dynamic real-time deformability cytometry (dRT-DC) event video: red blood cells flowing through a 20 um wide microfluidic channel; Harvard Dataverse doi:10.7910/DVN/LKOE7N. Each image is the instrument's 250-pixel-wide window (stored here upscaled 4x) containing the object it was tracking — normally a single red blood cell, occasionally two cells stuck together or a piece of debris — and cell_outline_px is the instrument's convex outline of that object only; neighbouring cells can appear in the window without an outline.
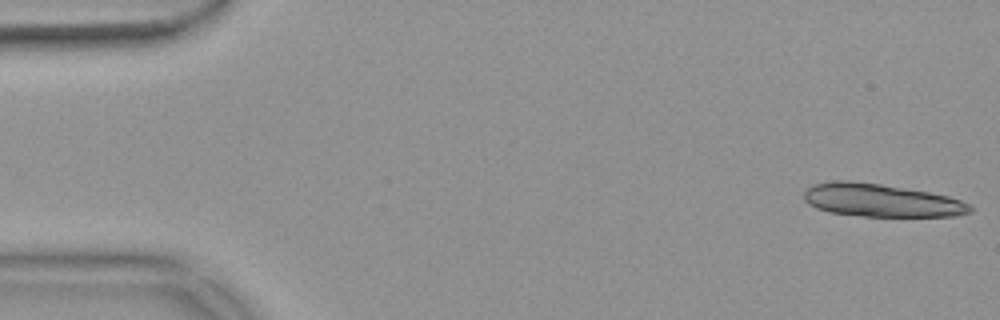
{"species": "common noctule bat (a hibernating species)", "species_latin": "Nyctalus noctula", "temperature_condition": "warm", "stored_images_in_passage": 15, "camera_frame_rate_fps": 3000, "um_per_image_px": 0.085, "animal": {"sex": "female", "body_mass_g": 18.4}, "frame": {"image": 1, "passage_image": 1, "time_ms": 0.0, "image_size_px": [1000, 320], "cell_outline_px": [[972, 212], [956, 216], [864, 216], [828, 212], [816, 208], [808, 204], [804, 200], [804, 192], [812, 184], [836, 180], [848, 180], [880, 184], [928, 192], [948, 196], [960, 200], [968, 204], [972, 208]], "centroid_in_image_um": [74.86, 17.03], "position_along_channel_um": 10.1, "area_um2": 31.79}}